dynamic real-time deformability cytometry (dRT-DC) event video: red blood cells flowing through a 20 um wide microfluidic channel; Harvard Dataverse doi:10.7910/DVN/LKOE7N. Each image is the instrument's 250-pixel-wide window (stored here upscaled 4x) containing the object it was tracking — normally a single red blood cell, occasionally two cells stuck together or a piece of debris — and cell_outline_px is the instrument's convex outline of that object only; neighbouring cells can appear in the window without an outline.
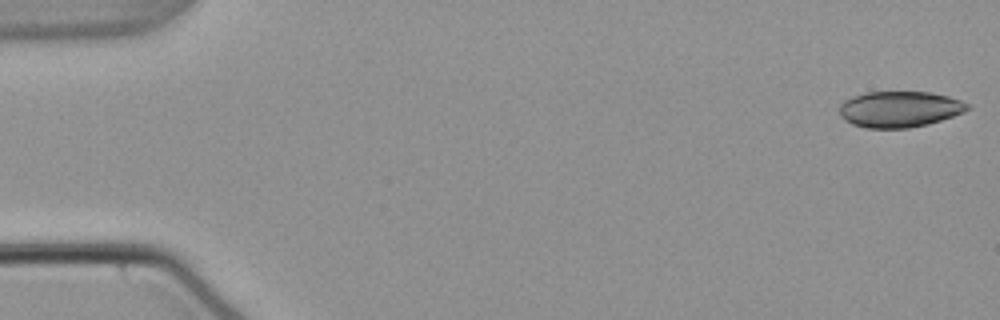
{"species": "common noctule bat (a hibernating species)", "species_latin": "Nyctalus noctula", "temperature_condition": "warm", "stored_images_in_passage": 53, "camera_frame_rate_fps": 3000, "um_per_image_px": 0.085, "animal": {"sex": "male", "body_mass_g": 21.5, "forearm_length_mm": 52.0}, "frame": {"image": 1, "passage_image": 1, "time_ms": 0.0, "image_size_px": [1000, 320], "cell_outline_px": [[972, 108], [964, 112], [928, 124], [908, 128], [868, 128], [852, 124], [844, 120], [840, 112], [840, 104], [844, 100], [852, 96], [868, 92], [928, 92], [948, 96], [972, 104]], "centroid_in_image_um": [76.48, 9.28], "position_along_channel_um": 8.5, "area_um2": 26.93}}
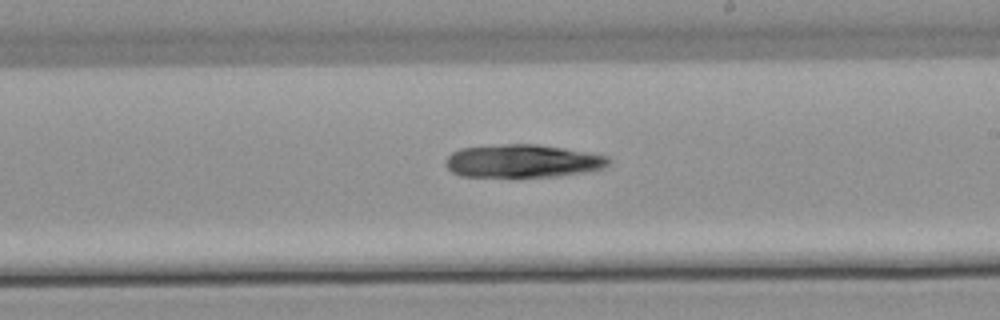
{"frame": {"image": 2, "passage_image": 31, "time_ms": 10.0, "image_size_px": [1000, 320], "cell_outline_px": [[612, 160], [604, 168], [592, 172], [556, 176], [460, 176], [452, 172], [444, 164], [444, 160], [452, 152], [460, 148], [504, 144], [536, 144], [564, 148], [608, 156]], "centroid_in_image_um": [44.45, 13.69], "position_along_channel_um": 244.6, "area_um2": 31.5}}
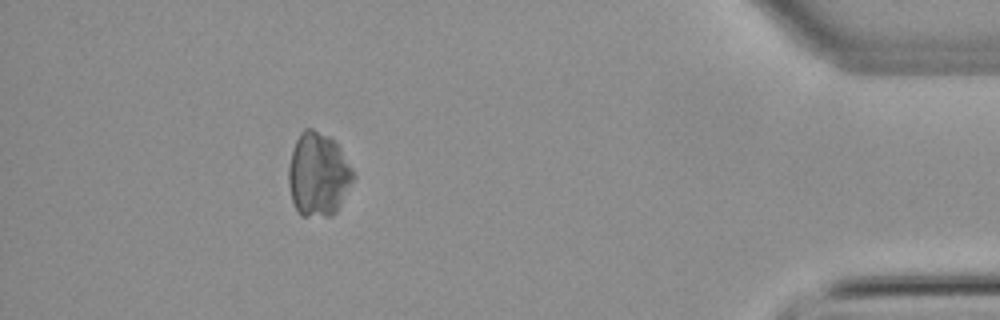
{"frame": {"image": 3, "passage_image": 48, "time_ms": 15.667, "image_size_px": [1000, 320], "cell_outline_px": [[356, 176], [336, 212], [332, 216], [300, 216], [292, 200], [288, 184], [288, 168], [292, 152], [296, 140], [300, 132], [304, 128], [312, 128], [328, 136], [340, 148], [352, 168]], "centroid_in_image_um": [27.05, 14.84], "position_along_channel_um": 408.2, "area_um2": 31.56}}